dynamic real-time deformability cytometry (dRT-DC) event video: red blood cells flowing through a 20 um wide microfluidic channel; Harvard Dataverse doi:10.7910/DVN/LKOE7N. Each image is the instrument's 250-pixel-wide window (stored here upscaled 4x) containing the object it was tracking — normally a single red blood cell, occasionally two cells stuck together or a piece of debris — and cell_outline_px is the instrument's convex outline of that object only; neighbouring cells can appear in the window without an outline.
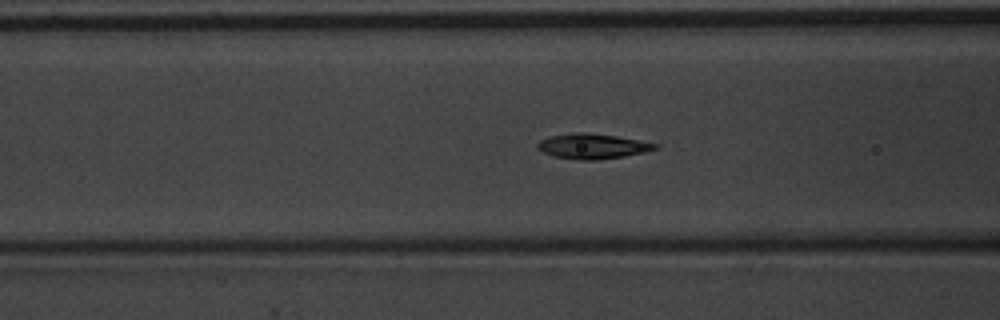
{"species": "common noctule bat (a hibernating species)", "species_latin": "Nyctalus noctula", "temperature_condition": "warm", "stored_images_in_passage": 55, "camera_frame_rate_fps": 3000, "um_per_image_px": 0.085, "animal": {"sex": "male", "body_mass_g": 20.1, "forearm_length_mm": 53.5}, "frame": {"image": 1, "passage_image": 22, "time_ms": 7.0, "image_size_px": [1000, 320], "cell_outline_px": [[660, 148], [644, 152], [624, 156], [600, 160], [580, 160], [556, 156], [544, 152], [536, 148], [536, 144], [540, 140], [552, 136], [572, 132], [584, 132], [616, 136], [660, 144]], "centroid_in_image_um": [50.39, 12.42], "position_along_channel_um": 116.2, "area_um2": 17.17}}
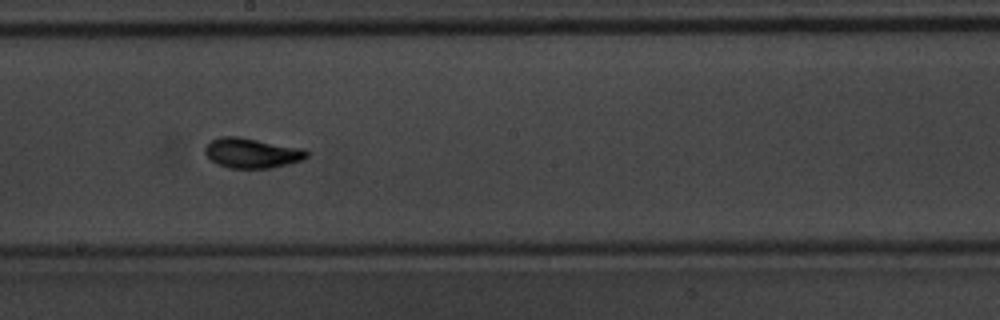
{"frame": {"image": 2, "passage_image": 31, "time_ms": 10.0, "image_size_px": [1000, 320], "cell_outline_px": [[308, 156], [304, 160], [272, 168], [228, 168], [216, 164], [204, 152], [204, 148], [212, 140], [220, 136], [236, 136], [304, 148], [308, 152]], "centroid_in_image_um": [21.43, 13.01], "position_along_channel_um": 226.8, "area_um2": 17.86}}
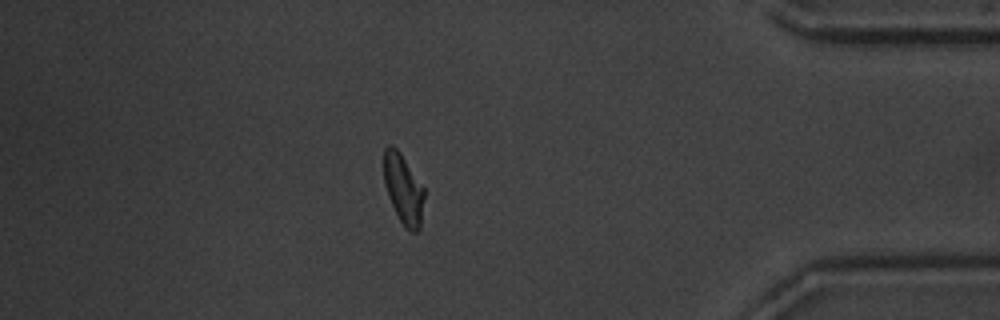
{"frame": {"image": 3, "passage_image": 48, "time_ms": 15.667, "image_size_px": [1000, 320], "cell_outline_px": [[424, 196], [420, 228], [416, 232], [412, 232], [400, 220], [388, 196], [384, 184], [384, 148], [388, 144], [392, 144], [400, 152], [424, 188]], "centroid_in_image_um": [34.27, 16.02], "position_along_channel_um": 400.9, "area_um2": 16.18}, "authors_computed_cell_mechanics": {"area_um2": 16.5308, "velocity_mm_per_s": 3.682, "shape_relaxation_time_tau1_ms": 3.0886, "shape_relaxation_time_tau2_ms": 1.3469, "deformation_change_tau1": 0.1441, "deformation_change_tau2": 0.0585}}